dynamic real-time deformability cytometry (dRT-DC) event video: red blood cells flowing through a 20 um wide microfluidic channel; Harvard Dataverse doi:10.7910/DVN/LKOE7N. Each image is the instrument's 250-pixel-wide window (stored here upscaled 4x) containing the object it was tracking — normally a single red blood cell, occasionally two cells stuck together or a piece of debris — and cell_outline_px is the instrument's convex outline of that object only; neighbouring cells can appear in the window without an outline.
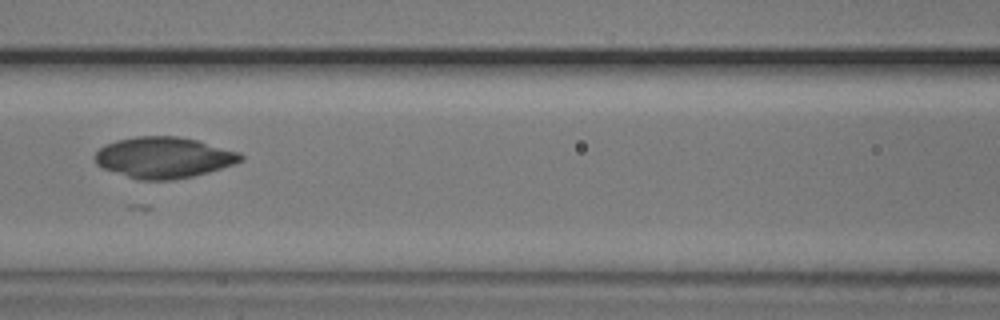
{"species": "common noctule bat (a hibernating species)", "species_latin": "Nyctalus noctula", "temperature_condition": "cold", "stored_images_in_passage": 4, "camera_frame_rate_fps": 3000, "um_per_image_px": 0.085, "animal": {"sex": "male", "body_mass_g": 20.5, "forearm_length_mm": 52.5}, "frame": {"image": 1, "passage_image": 4, "time_ms": 1.0, "image_size_px": [1000, 320], "cell_outline_px": [[244, 160], [236, 164], [208, 172], [192, 176], [172, 180], [140, 180], [104, 168], [96, 164], [96, 152], [104, 144], [116, 140], [136, 136], [176, 136], [196, 140], [240, 152], [244, 156]], "centroid_in_image_um": [13.95, 13.38], "position_along_channel_um": 152.6, "area_um2": 34.74}}